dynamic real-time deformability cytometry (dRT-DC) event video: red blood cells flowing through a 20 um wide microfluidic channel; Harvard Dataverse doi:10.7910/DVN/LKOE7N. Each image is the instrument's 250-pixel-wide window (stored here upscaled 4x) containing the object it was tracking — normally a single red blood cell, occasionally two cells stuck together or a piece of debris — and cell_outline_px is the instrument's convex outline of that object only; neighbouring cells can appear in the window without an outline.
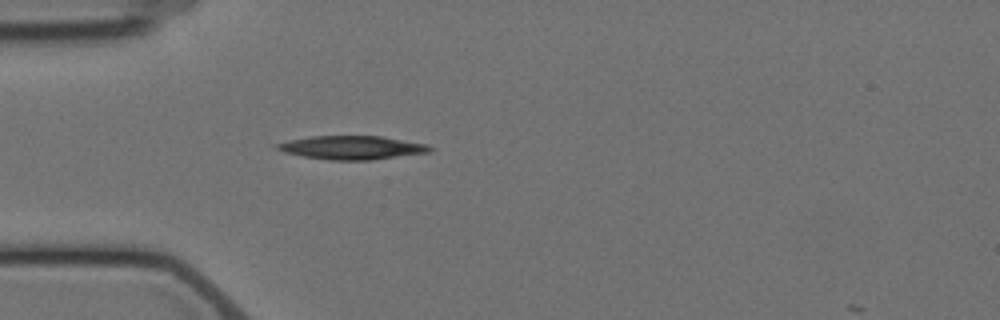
{"species": "Egyptian fruit bat (a non-hibernating species)", "species_latin": "Rousettus aegyptiacus", "temperature_condition": "cold", "stored_images_in_passage": 3, "camera_frame_rate_fps": 3000, "um_per_image_px": 0.085, "animal": {"sex": "female"}, "frame": {"image": 1, "passage_image": 3, "time_ms": 2.333, "image_size_px": [1000, 320], "cell_outline_px": [[432, 148], [428, 152], [372, 160], [328, 160], [304, 156], [284, 152], [268, 144], [288, 140], [312, 136], [380, 136], [428, 144]], "centroid_in_image_um": [29.83, 12.54], "position_along_channel_um": 55.2, "area_um2": 21.04}}